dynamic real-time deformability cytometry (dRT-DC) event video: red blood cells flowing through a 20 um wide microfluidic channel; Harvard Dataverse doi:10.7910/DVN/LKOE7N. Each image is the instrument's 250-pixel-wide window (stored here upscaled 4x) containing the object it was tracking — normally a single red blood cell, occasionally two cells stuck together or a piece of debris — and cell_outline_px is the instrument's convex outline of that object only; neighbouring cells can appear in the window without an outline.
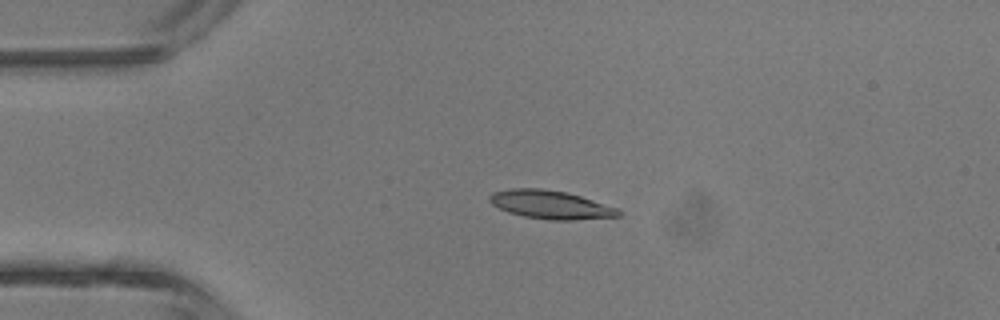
{"species": "common noctule bat (a hibernating species)", "species_latin": "Nyctalus noctula", "temperature_condition": "room temperature", "stored_images_in_passage": 4, "camera_frame_rate_fps": 3000, "um_per_image_px": 0.085, "animal": {"sex": "male", "body_mass_g": 13.3}, "frame": {"image": 1, "passage_image": 2, "time_ms": 1.0, "image_size_px": [1000, 320], "cell_outline_px": [[620, 216], [572, 220], [552, 220], [524, 216], [508, 212], [492, 204], [488, 200], [488, 196], [492, 192], [512, 188], [540, 188], [568, 192], [620, 208]], "centroid_in_image_um": [46.81, 17.38], "position_along_channel_um": 38.2, "area_um2": 21.44}}
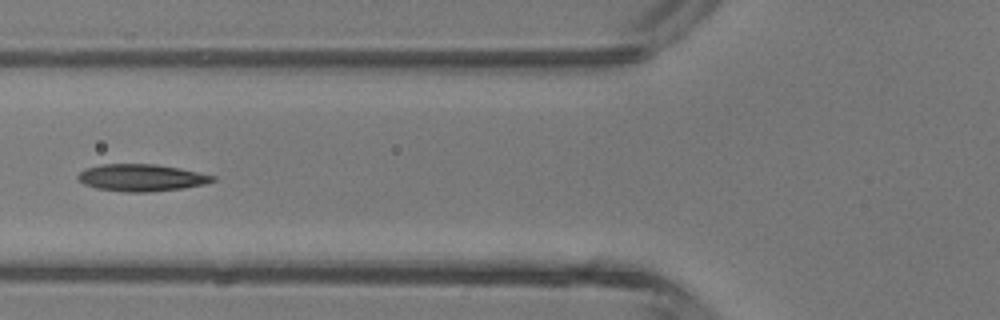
{"frame": {"image": 2, "passage_image": 4, "time_ms": 3.333, "image_size_px": [1000, 320], "cell_outline_px": [[216, 180], [204, 184], [184, 188], [148, 192], [124, 192], [96, 188], [84, 184], [76, 176], [84, 168], [100, 164], [156, 164], [180, 168], [216, 176]], "centroid_in_image_um": [12.01, 15.1], "position_along_channel_um": 113.8, "area_um2": 21.33}}